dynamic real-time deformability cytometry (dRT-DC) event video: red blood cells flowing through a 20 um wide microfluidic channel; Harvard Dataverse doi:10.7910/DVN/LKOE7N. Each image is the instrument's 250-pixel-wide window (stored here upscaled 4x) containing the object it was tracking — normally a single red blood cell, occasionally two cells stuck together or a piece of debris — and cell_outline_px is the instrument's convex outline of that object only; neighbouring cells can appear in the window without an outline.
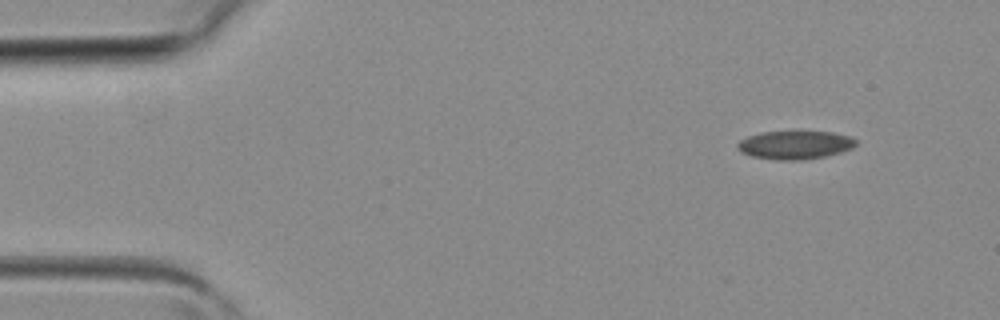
{"species": "common noctule bat (a hibernating species)", "species_latin": "Nyctalus noctula", "temperature_condition": "room temperature", "stored_images_in_passage": 3, "camera_frame_rate_fps": 3000, "um_per_image_px": 0.085, "animal": {"sex": "female", "body_mass_g": 19.3, "forearm_length_mm": 54.1}, "frame": {"image": 1, "passage_image": 1, "time_ms": 0.0, "image_size_px": [1000, 320], "cell_outline_px": [[856, 144], [852, 148], [840, 152], [824, 156], [800, 160], [776, 160], [752, 156], [740, 152], [736, 148], [736, 144], [740, 140], [748, 136], [760, 132], [832, 132], [852, 136], [856, 140]], "centroid_in_image_um": [67.55, 12.32], "position_along_channel_um": 17.5, "area_um2": 19.54}}
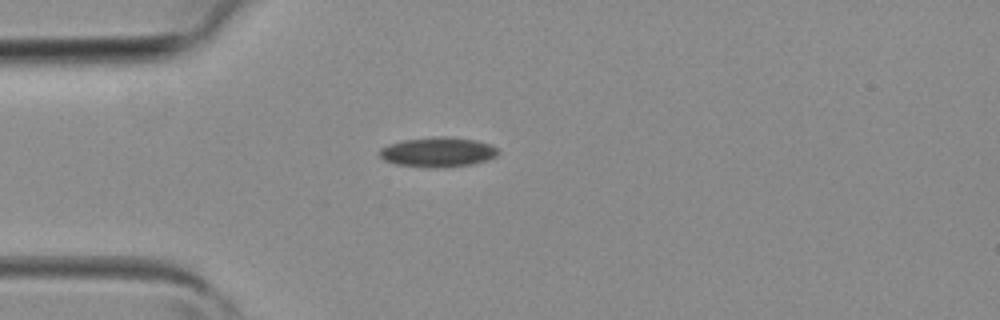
{"frame": {"image": 2, "passage_image": 3, "time_ms": 0.667, "image_size_px": [1000, 320], "cell_outline_px": [[500, 152], [496, 156], [488, 160], [468, 164], [444, 168], [432, 168], [396, 164], [384, 160], [380, 156], [380, 148], [388, 144], [404, 140], [440, 136], [444, 136], [476, 140], [488, 144], [496, 148]], "centroid_in_image_um": [37.21, 12.93], "position_along_channel_um": 47.8, "area_um2": 20.46}}